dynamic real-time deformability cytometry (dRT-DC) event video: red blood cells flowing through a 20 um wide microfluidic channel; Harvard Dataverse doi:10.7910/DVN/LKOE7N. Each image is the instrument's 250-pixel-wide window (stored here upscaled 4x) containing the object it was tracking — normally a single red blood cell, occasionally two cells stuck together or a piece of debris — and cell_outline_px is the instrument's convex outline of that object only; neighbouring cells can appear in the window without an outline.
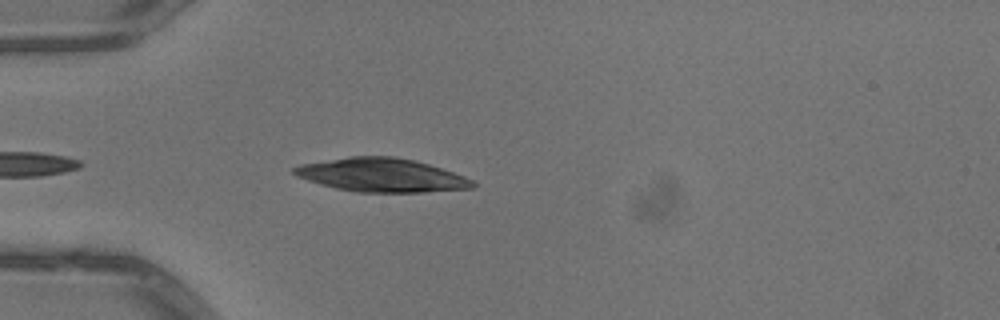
{"species": "common noctule bat (a hibernating species)", "species_latin": "Nyctalus noctula", "temperature_condition": "warm", "stored_images_in_passage": 37, "camera_frame_rate_fps": 3000, "um_per_image_px": 0.085, "animal": {"sex": "male", "body_mass_g": 13.3}, "frame": {"image": 1, "passage_image": 3, "time_ms": 0.667, "image_size_px": [1000, 320], "cell_outline_px": [[476, 184], [472, 188], [424, 192], [356, 192], [336, 188], [320, 184], [296, 176], [292, 172], [292, 168], [300, 164], [348, 156], [396, 156], [416, 160], [464, 176], [472, 180]], "centroid_in_image_um": [32.4, 14.87], "position_along_channel_um": 52.6, "area_um2": 34.97}}
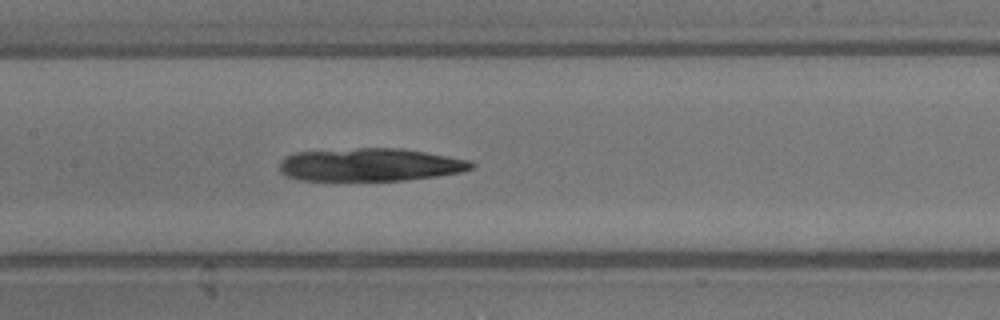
{"frame": {"image": 2, "passage_image": 13, "time_ms": 4.0, "image_size_px": [1000, 320], "cell_outline_px": [[476, 164], [472, 168], [460, 172], [436, 176], [404, 180], [300, 180], [288, 176], [280, 172], [280, 160], [284, 156], [296, 152], [360, 148], [400, 148], [424, 152], [468, 160]], "centroid_in_image_um": [31.42, 14.0], "position_along_channel_um": 176.0, "area_um2": 36.59}}
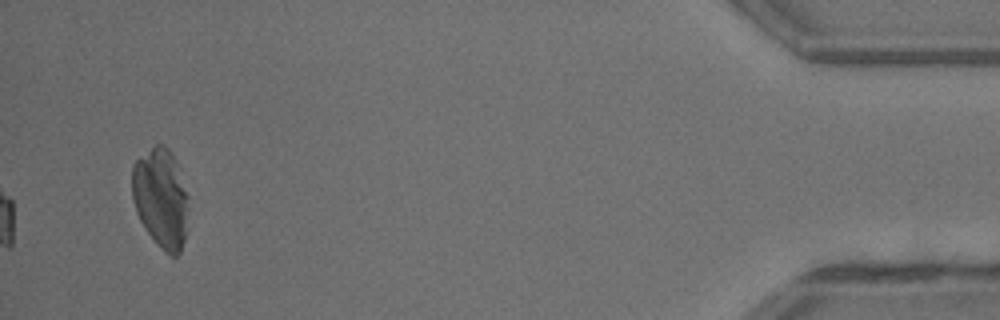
{"frame": {"image": 3, "passage_image": 37, "time_ms": 12.0, "image_size_px": [1000, 320], "cell_outline_px": [[188, 208], [184, 240], [180, 252], [176, 256], [168, 256], [156, 244], [140, 220], [136, 212], [132, 200], [132, 164], [136, 160], [156, 144], [164, 144], [168, 148], [176, 160], [188, 196]], "centroid_in_image_um": [13.67, 16.84], "position_along_channel_um": 421.5, "area_um2": 32.89}}